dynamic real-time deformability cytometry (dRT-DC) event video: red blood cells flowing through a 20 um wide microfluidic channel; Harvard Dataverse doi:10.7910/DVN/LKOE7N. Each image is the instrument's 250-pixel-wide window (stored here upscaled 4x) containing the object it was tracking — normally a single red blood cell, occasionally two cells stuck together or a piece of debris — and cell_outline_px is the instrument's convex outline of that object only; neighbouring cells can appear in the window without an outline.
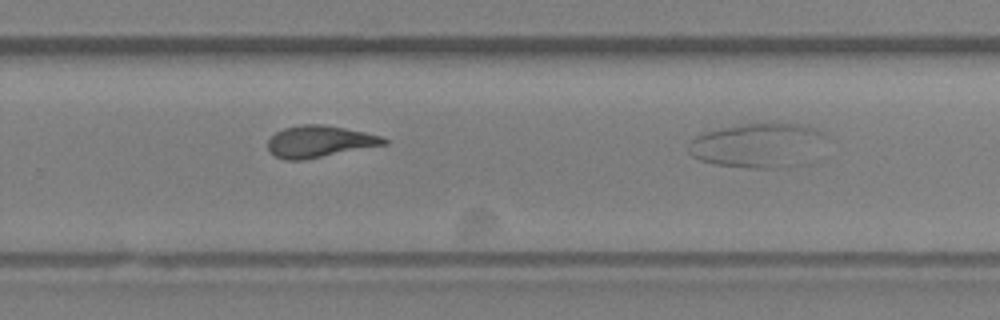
{"species": "Egyptian fruit bat (a non-hibernating species)", "species_latin": "Rousettus aegyptiacus", "temperature_condition": "room temperature", "stored_images_in_passage": 26, "camera_frame_rate_fps": 3000, "um_per_image_px": 0.085, "animal": {"sex": "female"}, "frame": {"image": 1, "passage_image": 26, "time_ms": 8.333, "image_size_px": [1000, 320], "cell_outline_px": [[824, 132], [764, 168], [748, 168], [716, 164], [700, 160], [692, 156], [688, 152], [688, 144], [696, 136], [716, 128], [740, 124], [804, 124], [816, 128]], "centroid_in_image_um": [63.79, 12.23], "position_along_channel_um": 266.0, "area_um2": 30.35}}